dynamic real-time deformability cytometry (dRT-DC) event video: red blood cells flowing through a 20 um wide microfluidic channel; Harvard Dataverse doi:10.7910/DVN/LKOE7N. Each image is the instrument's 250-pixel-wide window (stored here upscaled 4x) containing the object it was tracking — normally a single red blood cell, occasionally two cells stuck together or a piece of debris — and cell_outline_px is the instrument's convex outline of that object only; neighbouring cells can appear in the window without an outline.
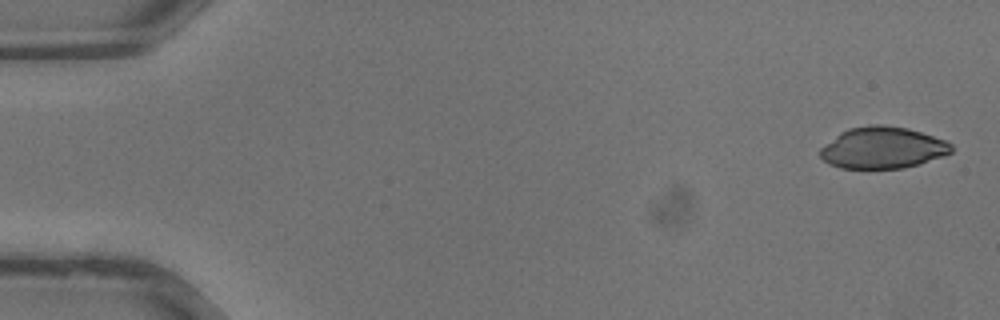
{"species": "common noctule bat (a hibernating species)", "species_latin": "Nyctalus noctula", "temperature_condition": "warm", "stored_images_in_passage": 13, "camera_frame_rate_fps": 3000, "um_per_image_px": 0.085, "animal": {"sex": "male", "body_mass_g": 13.3}, "frame": {"image": 1, "passage_image": 1, "time_ms": 0.0, "image_size_px": [1000, 320], "cell_outline_px": [[952, 152], [944, 156], [920, 164], [904, 168], [840, 168], [828, 164], [820, 156], [820, 148], [824, 144], [840, 132], [848, 128], [868, 124], [884, 124], [908, 128], [948, 140], [952, 144]], "centroid_in_image_um": [75.04, 12.55], "position_along_channel_um": 10.0, "area_um2": 32.25}}
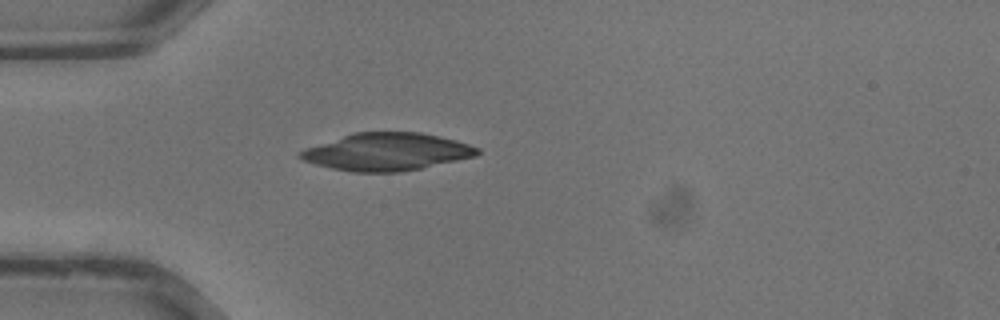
{"frame": {"image": 2, "passage_image": 10, "time_ms": 3.0, "image_size_px": [1000, 320], "cell_outline_px": [[480, 152], [476, 156], [420, 168], [400, 172], [352, 172], [332, 168], [316, 164], [304, 160], [296, 156], [296, 152], [304, 148], [352, 132], [420, 132], [440, 136], [456, 140], [480, 148]], "centroid_in_image_um": [32.84, 12.89], "position_along_channel_um": 52.2, "area_um2": 38.78}}